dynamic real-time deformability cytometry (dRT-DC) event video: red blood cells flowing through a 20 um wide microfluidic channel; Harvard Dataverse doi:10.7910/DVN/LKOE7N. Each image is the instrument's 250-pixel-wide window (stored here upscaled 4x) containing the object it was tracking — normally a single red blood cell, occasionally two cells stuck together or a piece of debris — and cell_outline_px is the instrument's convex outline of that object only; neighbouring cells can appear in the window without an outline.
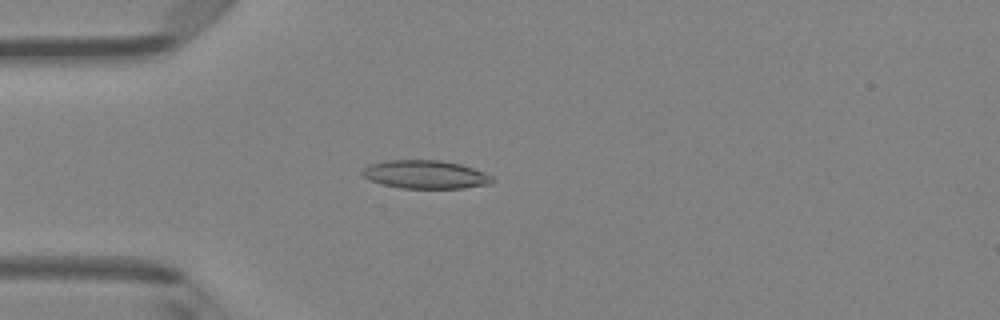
{"species": "Egyptian fruit bat (a non-hibernating species)", "species_latin": "Rousettus aegyptiacus", "temperature_condition": "room temperature", "stored_images_in_passage": 4, "camera_frame_rate_fps": 3000, "um_per_image_px": 0.085, "animal": {"sex": "female"}, "frame": {"image": 1, "passage_image": 3, "time_ms": 3.333, "image_size_px": [1000, 320], "cell_outline_px": [[492, 184], [464, 188], [400, 188], [368, 180], [360, 172], [368, 164], [388, 160], [440, 160], [460, 164], [484, 172], [492, 176]], "centroid_in_image_um": [36.14, 14.83], "position_along_channel_um": 48.9, "area_um2": 21.44}}